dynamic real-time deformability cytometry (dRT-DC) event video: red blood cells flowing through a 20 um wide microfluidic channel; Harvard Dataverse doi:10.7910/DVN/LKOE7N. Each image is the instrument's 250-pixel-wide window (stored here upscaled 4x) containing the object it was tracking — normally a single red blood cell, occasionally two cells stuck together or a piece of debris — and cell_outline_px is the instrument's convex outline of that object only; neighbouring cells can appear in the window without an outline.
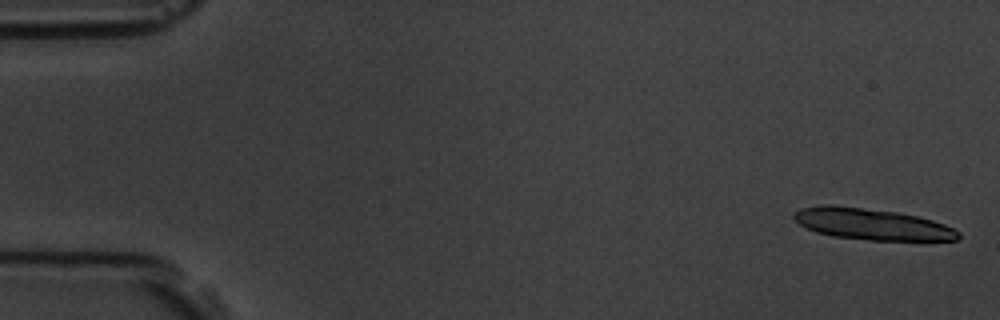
{"species": "common noctule bat (a hibernating species)", "species_latin": "Nyctalus noctula", "temperature_condition": "room temperature", "stored_images_in_passage": 6, "camera_frame_rate_fps": 3000, "um_per_image_px": 0.085, "animal": {"sex": "male", "body_mass_g": 19.5, "forearm_length_mm": 54.6}, "frame": {"image": 1, "passage_image": 1, "time_ms": 0.0, "image_size_px": [1000, 320], "cell_outline_px": [[960, 236], [956, 240], [868, 240], [832, 236], [816, 232], [800, 224], [792, 216], [792, 212], [800, 208], [824, 204], [832, 204], [896, 212], [916, 216], [932, 220], [944, 224], [960, 232]], "centroid_in_image_um": [74.06, 19.04], "position_along_channel_um": 10.9, "area_um2": 29.94}}
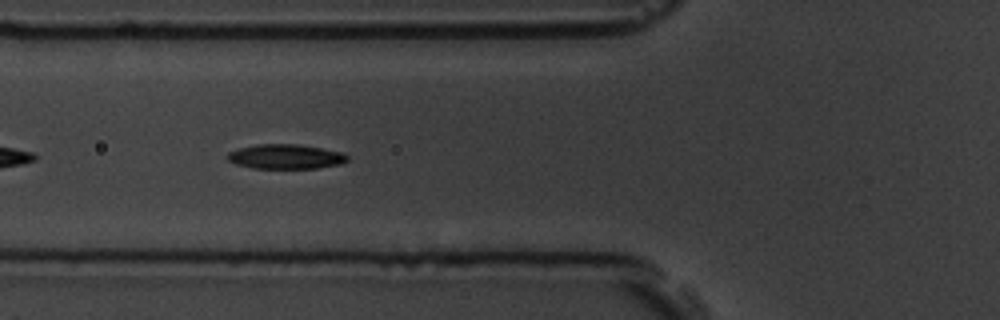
{"frame": {"image": 2, "passage_image": 6, "time_ms": 6.333, "image_size_px": [1000, 320], "cell_outline_px": [[348, 160], [340, 164], [316, 168], [252, 168], [236, 164], [228, 160], [228, 152], [240, 148], [256, 144], [300, 144], [344, 152], [348, 156]], "centroid_in_image_um": [24.3, 13.3], "position_along_channel_um": 101.5, "area_um2": 17.22}}